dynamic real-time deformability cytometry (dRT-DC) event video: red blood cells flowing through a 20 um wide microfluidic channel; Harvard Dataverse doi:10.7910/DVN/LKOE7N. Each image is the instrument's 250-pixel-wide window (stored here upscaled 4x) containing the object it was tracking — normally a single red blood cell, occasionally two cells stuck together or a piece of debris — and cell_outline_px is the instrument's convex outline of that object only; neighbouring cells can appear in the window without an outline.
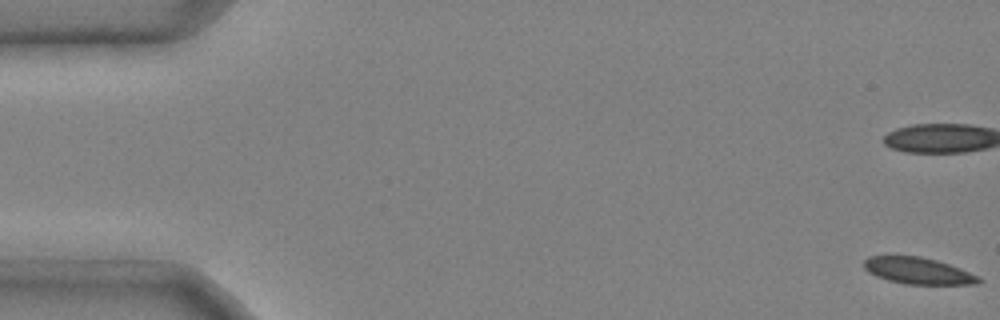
{"species": "common noctule bat (a hibernating species)", "species_latin": "Nyctalus noctula", "temperature_condition": "cold", "stored_images_in_passage": 47, "camera_frame_rate_fps": 3000, "um_per_image_px": 0.085, "animal": {"sex": "male", "body_mass_g": 20.4}, "frame": {"image": 1, "passage_image": 1, "time_ms": 0.0, "image_size_px": [1000, 320], "cell_outline_px": [[984, 280], [980, 284], [904, 284], [888, 280], [876, 276], [868, 272], [864, 268], [864, 260], [868, 256], [920, 256], [936, 260], [960, 268]], "centroid_in_image_um": [78.02, 23.02], "position_along_channel_um": 7.0, "area_um2": 17.69}}